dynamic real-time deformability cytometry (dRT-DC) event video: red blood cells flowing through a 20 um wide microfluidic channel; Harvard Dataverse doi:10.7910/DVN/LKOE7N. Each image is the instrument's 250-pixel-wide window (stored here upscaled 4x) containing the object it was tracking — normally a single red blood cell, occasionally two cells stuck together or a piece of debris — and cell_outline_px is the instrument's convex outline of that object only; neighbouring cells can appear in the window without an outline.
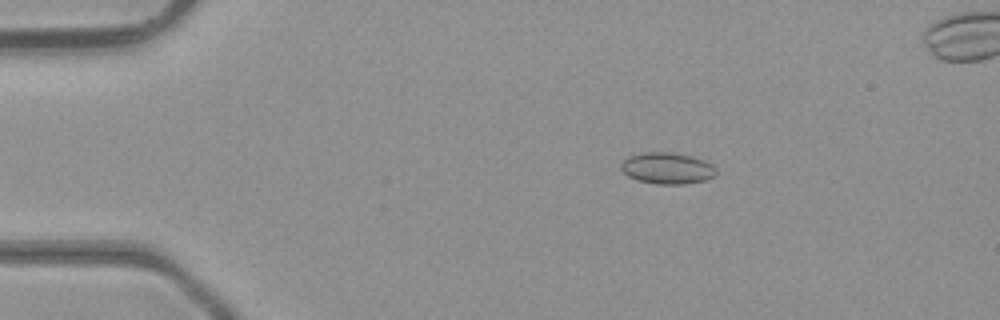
{"species": "common noctule bat (a hibernating species)", "species_latin": "Nyctalus noctula", "temperature_condition": "room temperature", "stored_images_in_passage": 45, "camera_frame_rate_fps": 3000, "um_per_image_px": 0.085, "animal": {"sex": "male", "body_mass_g": 23.1, "forearm_length_mm": 52.7}, "frame": {"image": 1, "passage_image": 6, "time_ms": 1.667, "image_size_px": [1000, 320], "cell_outline_px": [[716, 176], [704, 180], [684, 184], [656, 184], [636, 180], [628, 176], [620, 168], [620, 164], [628, 156], [640, 152], [668, 152], [692, 156], [704, 160], [712, 164], [716, 168]], "centroid_in_image_um": [56.7, 14.3], "position_along_channel_um": 28.3, "area_um2": 17.57}}
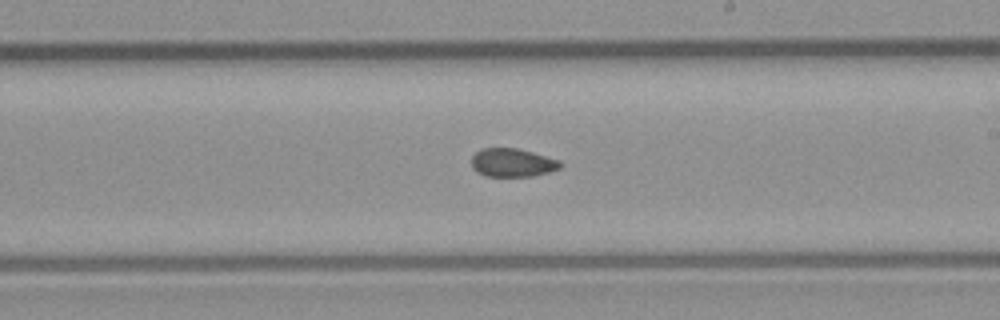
{"frame": {"image": 2, "passage_image": 25, "time_ms": 8.0, "image_size_px": [1000, 320], "cell_outline_px": [[564, 164], [560, 168], [548, 172], [532, 176], [488, 176], [476, 172], [472, 168], [472, 156], [480, 148], [516, 148], [532, 152], [560, 160]], "centroid_in_image_um": [43.56, 13.82], "position_along_channel_um": 245.4, "area_um2": 14.74}}
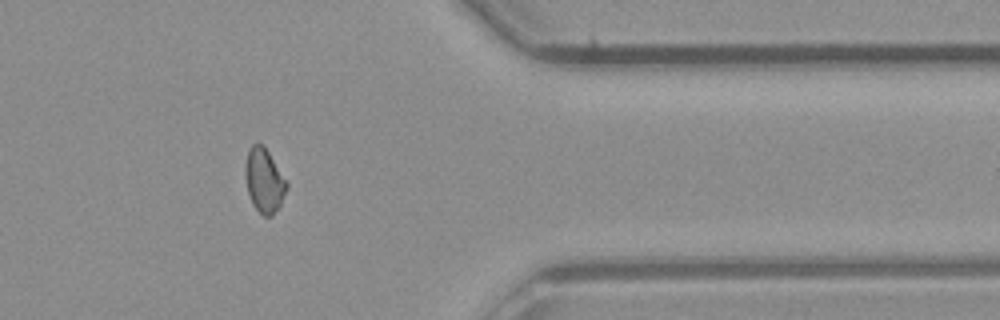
{"frame": {"image": 3, "passage_image": 36, "time_ms": 11.667, "image_size_px": [1000, 320], "cell_outline_px": [[288, 188], [280, 204], [272, 216], [264, 216], [252, 204], [248, 192], [244, 176], [244, 168], [248, 148], [252, 144], [260, 144], [268, 152], [288, 180]], "centroid_in_image_um": [22.45, 15.34], "position_along_channel_um": 388.9, "area_um2": 15.55}, "authors_computed_cell_mechanics": {"area_um2": 15.4326, "velocity_mm_per_s": 4.413, "shape_relaxation_time_tau1_ms": null, "shape_relaxation_time_tau2_ms": 2.8767, "deformation_change_tau1": null, "deformation_change_tau2": 0.0704}}